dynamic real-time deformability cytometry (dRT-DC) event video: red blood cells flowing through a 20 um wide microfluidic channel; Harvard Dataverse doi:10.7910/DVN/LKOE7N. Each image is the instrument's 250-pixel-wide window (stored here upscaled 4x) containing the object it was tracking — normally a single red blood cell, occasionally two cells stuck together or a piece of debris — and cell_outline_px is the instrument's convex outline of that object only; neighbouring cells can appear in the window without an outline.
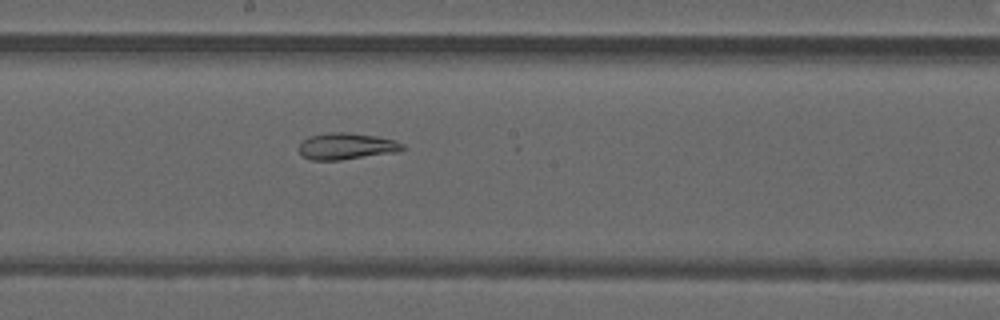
{"species": "common noctule bat (a hibernating species)", "species_latin": "Nyctalus noctula", "temperature_condition": "warm", "stored_images_in_passage": 49, "segment_of_instrument_passage": [2, 2], "camera_frame_rate_fps": 3000, "um_per_image_px": 0.085, "animal": {"sex": "male", "forearm_length_mm": 52.5}, "frame": {"image": 1, "passage_image": 27, "time_ms": 8.667, "image_size_px": [1000, 320], "cell_outline_px": [[408, 148], [400, 152], [340, 160], [312, 160], [304, 156], [300, 152], [300, 144], [308, 136], [328, 132], [348, 132], [376, 136], [396, 140], [404, 144]], "centroid_in_image_um": [29.53, 12.42], "position_along_channel_um": 218.7, "area_um2": 16.24}}
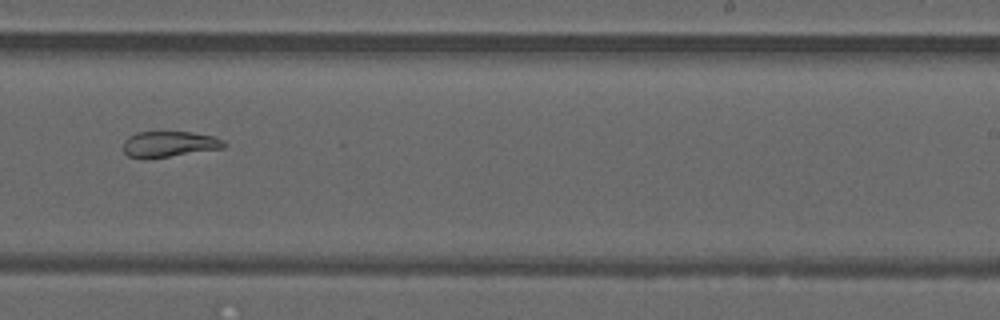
{"frame": {"image": 2, "passage_image": 31, "time_ms": 10.0, "image_size_px": [1000, 320], "cell_outline_px": [[228, 144], [224, 148], [144, 160], [128, 156], [124, 152], [124, 140], [128, 136], [136, 132], [192, 132], [212, 136], [224, 140]], "centroid_in_image_um": [14.37, 12.26], "position_along_channel_um": 274.6, "area_um2": 15.37}}
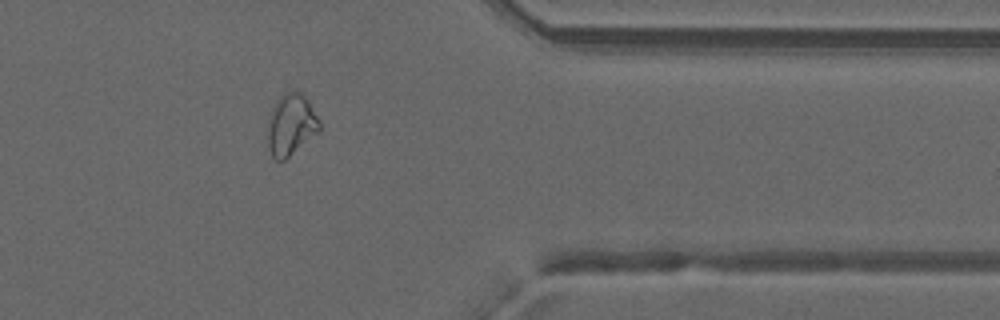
{"frame": {"image": 3, "passage_image": 40, "time_ms": 13.0, "image_size_px": [1000, 320], "cell_outline_px": [[320, 132], [284, 160], [276, 160], [272, 156], [268, 148], [268, 124], [272, 108], [276, 100], [284, 92], [292, 88], [296, 88], [308, 100], [320, 120]], "centroid_in_image_um": [24.75, 10.56], "position_along_channel_um": 386.6, "area_um2": 18.84}}